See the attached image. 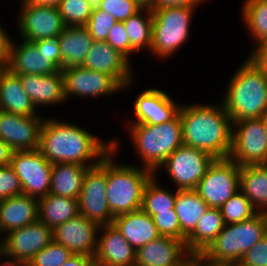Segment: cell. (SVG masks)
<instances>
[{"label": "cell", "instance_id": "6da1fadb", "mask_svg": "<svg viewBox=\"0 0 267 266\" xmlns=\"http://www.w3.org/2000/svg\"><path fill=\"white\" fill-rule=\"evenodd\" d=\"M112 149L113 140H101L75 123L45 118L42 124L38 150L51 164L94 167Z\"/></svg>", "mask_w": 267, "mask_h": 266}, {"label": "cell", "instance_id": "7a4b0ae2", "mask_svg": "<svg viewBox=\"0 0 267 266\" xmlns=\"http://www.w3.org/2000/svg\"><path fill=\"white\" fill-rule=\"evenodd\" d=\"M182 142L210 154L215 159L229 158L233 122L224 106L183 103L179 109Z\"/></svg>", "mask_w": 267, "mask_h": 266}, {"label": "cell", "instance_id": "3957f363", "mask_svg": "<svg viewBox=\"0 0 267 266\" xmlns=\"http://www.w3.org/2000/svg\"><path fill=\"white\" fill-rule=\"evenodd\" d=\"M226 88L220 103L233 123L267 114V72L249 55Z\"/></svg>", "mask_w": 267, "mask_h": 266}, {"label": "cell", "instance_id": "277c9868", "mask_svg": "<svg viewBox=\"0 0 267 266\" xmlns=\"http://www.w3.org/2000/svg\"><path fill=\"white\" fill-rule=\"evenodd\" d=\"M112 140L113 149L107 154L106 195L115 217L141 209L144 189L154 172L140 165L117 163L114 155L120 144L116 138Z\"/></svg>", "mask_w": 267, "mask_h": 266}, {"label": "cell", "instance_id": "5b68a950", "mask_svg": "<svg viewBox=\"0 0 267 266\" xmlns=\"http://www.w3.org/2000/svg\"><path fill=\"white\" fill-rule=\"evenodd\" d=\"M126 126L143 167L153 172L183 145L179 113L172 120L158 125L141 123L126 124Z\"/></svg>", "mask_w": 267, "mask_h": 266}, {"label": "cell", "instance_id": "8992f818", "mask_svg": "<svg viewBox=\"0 0 267 266\" xmlns=\"http://www.w3.org/2000/svg\"><path fill=\"white\" fill-rule=\"evenodd\" d=\"M266 233V215L258 212L250 219L234 224H226L201 254L215 262H240L244 254L260 241Z\"/></svg>", "mask_w": 267, "mask_h": 266}, {"label": "cell", "instance_id": "52a82bcc", "mask_svg": "<svg viewBox=\"0 0 267 266\" xmlns=\"http://www.w3.org/2000/svg\"><path fill=\"white\" fill-rule=\"evenodd\" d=\"M193 6L152 9V44L150 53L159 59L169 58L188 41L195 12Z\"/></svg>", "mask_w": 267, "mask_h": 266}, {"label": "cell", "instance_id": "ba28073f", "mask_svg": "<svg viewBox=\"0 0 267 266\" xmlns=\"http://www.w3.org/2000/svg\"><path fill=\"white\" fill-rule=\"evenodd\" d=\"M240 188V166L230 158L214 159L195 191L209 208H220Z\"/></svg>", "mask_w": 267, "mask_h": 266}, {"label": "cell", "instance_id": "9c48e42d", "mask_svg": "<svg viewBox=\"0 0 267 266\" xmlns=\"http://www.w3.org/2000/svg\"><path fill=\"white\" fill-rule=\"evenodd\" d=\"M107 155L101 162L85 173L78 198L79 214L99 226L112 224V215L107 201Z\"/></svg>", "mask_w": 267, "mask_h": 266}, {"label": "cell", "instance_id": "30bf717a", "mask_svg": "<svg viewBox=\"0 0 267 266\" xmlns=\"http://www.w3.org/2000/svg\"><path fill=\"white\" fill-rule=\"evenodd\" d=\"M214 159L204 151L182 145L165 159L154 174L159 173L162 167L177 190H195Z\"/></svg>", "mask_w": 267, "mask_h": 266}, {"label": "cell", "instance_id": "8fae6325", "mask_svg": "<svg viewBox=\"0 0 267 266\" xmlns=\"http://www.w3.org/2000/svg\"><path fill=\"white\" fill-rule=\"evenodd\" d=\"M229 158L237 165H259L267 159V137L263 117L233 123Z\"/></svg>", "mask_w": 267, "mask_h": 266}, {"label": "cell", "instance_id": "7c38bea8", "mask_svg": "<svg viewBox=\"0 0 267 266\" xmlns=\"http://www.w3.org/2000/svg\"><path fill=\"white\" fill-rule=\"evenodd\" d=\"M10 165L20 179L24 195L39 199L49 194L53 164L38 149L14 151Z\"/></svg>", "mask_w": 267, "mask_h": 266}, {"label": "cell", "instance_id": "4fadbf2b", "mask_svg": "<svg viewBox=\"0 0 267 266\" xmlns=\"http://www.w3.org/2000/svg\"><path fill=\"white\" fill-rule=\"evenodd\" d=\"M21 2L17 25L23 40L35 42L58 38L67 27L58 7Z\"/></svg>", "mask_w": 267, "mask_h": 266}, {"label": "cell", "instance_id": "5bb4252c", "mask_svg": "<svg viewBox=\"0 0 267 266\" xmlns=\"http://www.w3.org/2000/svg\"><path fill=\"white\" fill-rule=\"evenodd\" d=\"M52 241V229L37 220L5 234L1 239L2 254L16 260L29 262Z\"/></svg>", "mask_w": 267, "mask_h": 266}, {"label": "cell", "instance_id": "9a60e30c", "mask_svg": "<svg viewBox=\"0 0 267 266\" xmlns=\"http://www.w3.org/2000/svg\"><path fill=\"white\" fill-rule=\"evenodd\" d=\"M64 77V93L68 101L71 95L83 97H103L122 92L123 88L105 73L89 70L81 66L61 69Z\"/></svg>", "mask_w": 267, "mask_h": 266}, {"label": "cell", "instance_id": "2e32d148", "mask_svg": "<svg viewBox=\"0 0 267 266\" xmlns=\"http://www.w3.org/2000/svg\"><path fill=\"white\" fill-rule=\"evenodd\" d=\"M44 117L20 116L0 110V139L14 151L37 150Z\"/></svg>", "mask_w": 267, "mask_h": 266}, {"label": "cell", "instance_id": "e0dca14e", "mask_svg": "<svg viewBox=\"0 0 267 266\" xmlns=\"http://www.w3.org/2000/svg\"><path fill=\"white\" fill-rule=\"evenodd\" d=\"M131 62L105 41H94L81 67L110 75L123 90L134 81Z\"/></svg>", "mask_w": 267, "mask_h": 266}, {"label": "cell", "instance_id": "ac0fdd59", "mask_svg": "<svg viewBox=\"0 0 267 266\" xmlns=\"http://www.w3.org/2000/svg\"><path fill=\"white\" fill-rule=\"evenodd\" d=\"M100 226L81 214L52 230L53 241L73 254L95 256Z\"/></svg>", "mask_w": 267, "mask_h": 266}, {"label": "cell", "instance_id": "d6986e66", "mask_svg": "<svg viewBox=\"0 0 267 266\" xmlns=\"http://www.w3.org/2000/svg\"><path fill=\"white\" fill-rule=\"evenodd\" d=\"M180 106L181 103H177L160 89H145L134 101L135 119L129 121V124L158 125L168 122L179 113Z\"/></svg>", "mask_w": 267, "mask_h": 266}, {"label": "cell", "instance_id": "ffe728a7", "mask_svg": "<svg viewBox=\"0 0 267 266\" xmlns=\"http://www.w3.org/2000/svg\"><path fill=\"white\" fill-rule=\"evenodd\" d=\"M94 263L96 266H135L136 250L113 224L100 226Z\"/></svg>", "mask_w": 267, "mask_h": 266}, {"label": "cell", "instance_id": "44dd1931", "mask_svg": "<svg viewBox=\"0 0 267 266\" xmlns=\"http://www.w3.org/2000/svg\"><path fill=\"white\" fill-rule=\"evenodd\" d=\"M190 257L184 241L159 236L136 251L135 266H182Z\"/></svg>", "mask_w": 267, "mask_h": 266}, {"label": "cell", "instance_id": "7402d4cb", "mask_svg": "<svg viewBox=\"0 0 267 266\" xmlns=\"http://www.w3.org/2000/svg\"><path fill=\"white\" fill-rule=\"evenodd\" d=\"M23 89L37 109L39 106L57 105L66 102L64 77L61 70L49 75H18Z\"/></svg>", "mask_w": 267, "mask_h": 266}, {"label": "cell", "instance_id": "603a6c76", "mask_svg": "<svg viewBox=\"0 0 267 266\" xmlns=\"http://www.w3.org/2000/svg\"><path fill=\"white\" fill-rule=\"evenodd\" d=\"M6 68L17 75H49L59 70L51 61H46L45 57L40 55L33 42L25 40L18 45L12 40Z\"/></svg>", "mask_w": 267, "mask_h": 266}, {"label": "cell", "instance_id": "cb8c5ba5", "mask_svg": "<svg viewBox=\"0 0 267 266\" xmlns=\"http://www.w3.org/2000/svg\"><path fill=\"white\" fill-rule=\"evenodd\" d=\"M37 220V198L22 194L0 200V234H7Z\"/></svg>", "mask_w": 267, "mask_h": 266}, {"label": "cell", "instance_id": "d4e9b609", "mask_svg": "<svg viewBox=\"0 0 267 266\" xmlns=\"http://www.w3.org/2000/svg\"><path fill=\"white\" fill-rule=\"evenodd\" d=\"M112 224L136 251L160 236L152 217L142 209L117 215Z\"/></svg>", "mask_w": 267, "mask_h": 266}, {"label": "cell", "instance_id": "484cf974", "mask_svg": "<svg viewBox=\"0 0 267 266\" xmlns=\"http://www.w3.org/2000/svg\"><path fill=\"white\" fill-rule=\"evenodd\" d=\"M0 110L20 116L39 115L19 76L6 67L0 74Z\"/></svg>", "mask_w": 267, "mask_h": 266}, {"label": "cell", "instance_id": "4316f807", "mask_svg": "<svg viewBox=\"0 0 267 266\" xmlns=\"http://www.w3.org/2000/svg\"><path fill=\"white\" fill-rule=\"evenodd\" d=\"M57 40L61 69L81 66L94 42L85 26H67Z\"/></svg>", "mask_w": 267, "mask_h": 266}, {"label": "cell", "instance_id": "83f0119b", "mask_svg": "<svg viewBox=\"0 0 267 266\" xmlns=\"http://www.w3.org/2000/svg\"><path fill=\"white\" fill-rule=\"evenodd\" d=\"M89 168L91 167L78 164H53L49 194L78 199L82 190L85 173Z\"/></svg>", "mask_w": 267, "mask_h": 266}, {"label": "cell", "instance_id": "f1b7e54d", "mask_svg": "<svg viewBox=\"0 0 267 266\" xmlns=\"http://www.w3.org/2000/svg\"><path fill=\"white\" fill-rule=\"evenodd\" d=\"M78 214V199L53 194L38 199V220L52 230Z\"/></svg>", "mask_w": 267, "mask_h": 266}, {"label": "cell", "instance_id": "f546056e", "mask_svg": "<svg viewBox=\"0 0 267 266\" xmlns=\"http://www.w3.org/2000/svg\"><path fill=\"white\" fill-rule=\"evenodd\" d=\"M239 190L258 212H267V170L262 164L240 166Z\"/></svg>", "mask_w": 267, "mask_h": 266}, {"label": "cell", "instance_id": "4dcf8cb0", "mask_svg": "<svg viewBox=\"0 0 267 266\" xmlns=\"http://www.w3.org/2000/svg\"><path fill=\"white\" fill-rule=\"evenodd\" d=\"M220 208H208L200 217L194 231L186 238L191 254L202 253L225 227Z\"/></svg>", "mask_w": 267, "mask_h": 266}, {"label": "cell", "instance_id": "1f68e13d", "mask_svg": "<svg viewBox=\"0 0 267 266\" xmlns=\"http://www.w3.org/2000/svg\"><path fill=\"white\" fill-rule=\"evenodd\" d=\"M209 206L202 200L195 190H178L174 210L182 231V241L194 231L200 217Z\"/></svg>", "mask_w": 267, "mask_h": 266}, {"label": "cell", "instance_id": "d6a6232c", "mask_svg": "<svg viewBox=\"0 0 267 266\" xmlns=\"http://www.w3.org/2000/svg\"><path fill=\"white\" fill-rule=\"evenodd\" d=\"M241 18L255 46L251 54L267 40V0H245Z\"/></svg>", "mask_w": 267, "mask_h": 266}, {"label": "cell", "instance_id": "836d02e7", "mask_svg": "<svg viewBox=\"0 0 267 266\" xmlns=\"http://www.w3.org/2000/svg\"><path fill=\"white\" fill-rule=\"evenodd\" d=\"M145 14V15H144ZM130 40V56L148 49L152 44V10L141 9L135 15L123 21Z\"/></svg>", "mask_w": 267, "mask_h": 266}, {"label": "cell", "instance_id": "e575fe53", "mask_svg": "<svg viewBox=\"0 0 267 266\" xmlns=\"http://www.w3.org/2000/svg\"><path fill=\"white\" fill-rule=\"evenodd\" d=\"M157 174H154L146 184L143 193V202L141 209L150 215L159 214L160 212L170 211L174 209L176 195L178 190L168 191L166 188L158 185Z\"/></svg>", "mask_w": 267, "mask_h": 266}, {"label": "cell", "instance_id": "d590c367", "mask_svg": "<svg viewBox=\"0 0 267 266\" xmlns=\"http://www.w3.org/2000/svg\"><path fill=\"white\" fill-rule=\"evenodd\" d=\"M220 211L225 224L238 223L258 213L251 201L240 190L220 207Z\"/></svg>", "mask_w": 267, "mask_h": 266}, {"label": "cell", "instance_id": "8d00e7d4", "mask_svg": "<svg viewBox=\"0 0 267 266\" xmlns=\"http://www.w3.org/2000/svg\"><path fill=\"white\" fill-rule=\"evenodd\" d=\"M93 8L87 0H61L58 5L59 13L66 26H85Z\"/></svg>", "mask_w": 267, "mask_h": 266}, {"label": "cell", "instance_id": "74e56055", "mask_svg": "<svg viewBox=\"0 0 267 266\" xmlns=\"http://www.w3.org/2000/svg\"><path fill=\"white\" fill-rule=\"evenodd\" d=\"M72 254L66 247L52 241L28 262V266H61Z\"/></svg>", "mask_w": 267, "mask_h": 266}, {"label": "cell", "instance_id": "f35d334b", "mask_svg": "<svg viewBox=\"0 0 267 266\" xmlns=\"http://www.w3.org/2000/svg\"><path fill=\"white\" fill-rule=\"evenodd\" d=\"M117 22L118 21L114 16L104 10L94 7L85 27L94 41H106L111 28Z\"/></svg>", "mask_w": 267, "mask_h": 266}, {"label": "cell", "instance_id": "ab89813d", "mask_svg": "<svg viewBox=\"0 0 267 266\" xmlns=\"http://www.w3.org/2000/svg\"><path fill=\"white\" fill-rule=\"evenodd\" d=\"M123 22L141 10L134 0H101L96 6Z\"/></svg>", "mask_w": 267, "mask_h": 266}, {"label": "cell", "instance_id": "60d3db41", "mask_svg": "<svg viewBox=\"0 0 267 266\" xmlns=\"http://www.w3.org/2000/svg\"><path fill=\"white\" fill-rule=\"evenodd\" d=\"M152 219L160 236L182 240L181 226L174 209L153 215Z\"/></svg>", "mask_w": 267, "mask_h": 266}, {"label": "cell", "instance_id": "b9f144b4", "mask_svg": "<svg viewBox=\"0 0 267 266\" xmlns=\"http://www.w3.org/2000/svg\"><path fill=\"white\" fill-rule=\"evenodd\" d=\"M20 179L15 174L14 169L9 164L0 167V200L13 196L22 195Z\"/></svg>", "mask_w": 267, "mask_h": 266}, {"label": "cell", "instance_id": "7bdbcfd3", "mask_svg": "<svg viewBox=\"0 0 267 266\" xmlns=\"http://www.w3.org/2000/svg\"><path fill=\"white\" fill-rule=\"evenodd\" d=\"M130 62V40L123 22L118 21L110 30L106 41Z\"/></svg>", "mask_w": 267, "mask_h": 266}, {"label": "cell", "instance_id": "ee69618b", "mask_svg": "<svg viewBox=\"0 0 267 266\" xmlns=\"http://www.w3.org/2000/svg\"><path fill=\"white\" fill-rule=\"evenodd\" d=\"M245 266H267V233L240 260Z\"/></svg>", "mask_w": 267, "mask_h": 266}, {"label": "cell", "instance_id": "f6af8a7d", "mask_svg": "<svg viewBox=\"0 0 267 266\" xmlns=\"http://www.w3.org/2000/svg\"><path fill=\"white\" fill-rule=\"evenodd\" d=\"M40 55H43L46 61H51L59 70H61V53L57 38L37 40L33 42Z\"/></svg>", "mask_w": 267, "mask_h": 266}, {"label": "cell", "instance_id": "bcb514c9", "mask_svg": "<svg viewBox=\"0 0 267 266\" xmlns=\"http://www.w3.org/2000/svg\"><path fill=\"white\" fill-rule=\"evenodd\" d=\"M3 28L4 27L0 24V64L6 66L10 56L12 38Z\"/></svg>", "mask_w": 267, "mask_h": 266}, {"label": "cell", "instance_id": "7dc6e473", "mask_svg": "<svg viewBox=\"0 0 267 266\" xmlns=\"http://www.w3.org/2000/svg\"><path fill=\"white\" fill-rule=\"evenodd\" d=\"M207 0H155V8L174 7V6H193L204 3Z\"/></svg>", "mask_w": 267, "mask_h": 266}, {"label": "cell", "instance_id": "c3c4849f", "mask_svg": "<svg viewBox=\"0 0 267 266\" xmlns=\"http://www.w3.org/2000/svg\"><path fill=\"white\" fill-rule=\"evenodd\" d=\"M61 266H95L94 257L82 254H72Z\"/></svg>", "mask_w": 267, "mask_h": 266}, {"label": "cell", "instance_id": "681fc988", "mask_svg": "<svg viewBox=\"0 0 267 266\" xmlns=\"http://www.w3.org/2000/svg\"><path fill=\"white\" fill-rule=\"evenodd\" d=\"M249 56L267 72V40Z\"/></svg>", "mask_w": 267, "mask_h": 266}, {"label": "cell", "instance_id": "f907efd6", "mask_svg": "<svg viewBox=\"0 0 267 266\" xmlns=\"http://www.w3.org/2000/svg\"><path fill=\"white\" fill-rule=\"evenodd\" d=\"M13 152L14 150L0 139V167L11 163Z\"/></svg>", "mask_w": 267, "mask_h": 266}, {"label": "cell", "instance_id": "816d5d0a", "mask_svg": "<svg viewBox=\"0 0 267 266\" xmlns=\"http://www.w3.org/2000/svg\"><path fill=\"white\" fill-rule=\"evenodd\" d=\"M196 266H233V263L211 261L201 253H196Z\"/></svg>", "mask_w": 267, "mask_h": 266}, {"label": "cell", "instance_id": "f5cc1de1", "mask_svg": "<svg viewBox=\"0 0 267 266\" xmlns=\"http://www.w3.org/2000/svg\"><path fill=\"white\" fill-rule=\"evenodd\" d=\"M9 258L8 260H4L3 263L0 264V266H28V262L16 260L10 257H6L2 253L0 254V260H3L2 257ZM2 258V259H1Z\"/></svg>", "mask_w": 267, "mask_h": 266}, {"label": "cell", "instance_id": "db71d44e", "mask_svg": "<svg viewBox=\"0 0 267 266\" xmlns=\"http://www.w3.org/2000/svg\"><path fill=\"white\" fill-rule=\"evenodd\" d=\"M23 1L31 4L58 7L61 0H23Z\"/></svg>", "mask_w": 267, "mask_h": 266}, {"label": "cell", "instance_id": "11a10c76", "mask_svg": "<svg viewBox=\"0 0 267 266\" xmlns=\"http://www.w3.org/2000/svg\"><path fill=\"white\" fill-rule=\"evenodd\" d=\"M141 9H154L155 0H134Z\"/></svg>", "mask_w": 267, "mask_h": 266}, {"label": "cell", "instance_id": "9f6ffc18", "mask_svg": "<svg viewBox=\"0 0 267 266\" xmlns=\"http://www.w3.org/2000/svg\"><path fill=\"white\" fill-rule=\"evenodd\" d=\"M182 266H196V254H191L189 260H187Z\"/></svg>", "mask_w": 267, "mask_h": 266}, {"label": "cell", "instance_id": "6f0895ef", "mask_svg": "<svg viewBox=\"0 0 267 266\" xmlns=\"http://www.w3.org/2000/svg\"><path fill=\"white\" fill-rule=\"evenodd\" d=\"M263 125H264V129H265V134H266V137H267V114H265L263 116Z\"/></svg>", "mask_w": 267, "mask_h": 266}, {"label": "cell", "instance_id": "680465c9", "mask_svg": "<svg viewBox=\"0 0 267 266\" xmlns=\"http://www.w3.org/2000/svg\"><path fill=\"white\" fill-rule=\"evenodd\" d=\"M93 7H96L101 0H87Z\"/></svg>", "mask_w": 267, "mask_h": 266}, {"label": "cell", "instance_id": "91938a15", "mask_svg": "<svg viewBox=\"0 0 267 266\" xmlns=\"http://www.w3.org/2000/svg\"><path fill=\"white\" fill-rule=\"evenodd\" d=\"M233 266H245V265H243V264L240 263V262H236V263H233Z\"/></svg>", "mask_w": 267, "mask_h": 266}, {"label": "cell", "instance_id": "94428289", "mask_svg": "<svg viewBox=\"0 0 267 266\" xmlns=\"http://www.w3.org/2000/svg\"><path fill=\"white\" fill-rule=\"evenodd\" d=\"M262 165L265 167V169L267 170V159L262 163Z\"/></svg>", "mask_w": 267, "mask_h": 266}, {"label": "cell", "instance_id": "6125c7cd", "mask_svg": "<svg viewBox=\"0 0 267 266\" xmlns=\"http://www.w3.org/2000/svg\"><path fill=\"white\" fill-rule=\"evenodd\" d=\"M5 67H6V66L0 64V74H1L2 70H3Z\"/></svg>", "mask_w": 267, "mask_h": 266}, {"label": "cell", "instance_id": "be15d7a7", "mask_svg": "<svg viewBox=\"0 0 267 266\" xmlns=\"http://www.w3.org/2000/svg\"><path fill=\"white\" fill-rule=\"evenodd\" d=\"M1 237V235H0ZM2 253V243H1V239H0V254Z\"/></svg>", "mask_w": 267, "mask_h": 266}]
</instances>
